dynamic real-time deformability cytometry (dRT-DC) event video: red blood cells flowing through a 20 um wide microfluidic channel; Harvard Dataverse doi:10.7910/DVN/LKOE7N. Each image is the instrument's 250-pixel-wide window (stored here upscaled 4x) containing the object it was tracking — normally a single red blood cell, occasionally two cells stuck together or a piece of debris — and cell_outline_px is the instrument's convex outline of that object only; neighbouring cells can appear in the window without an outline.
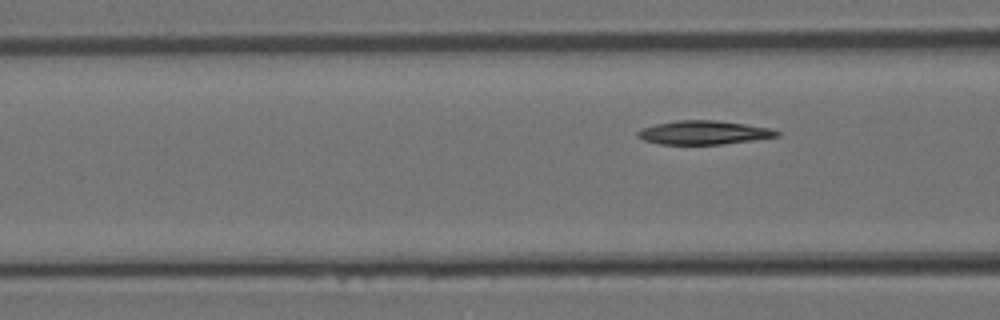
{"species": "Egyptian fruit bat (a non-hibernating species)", "species_latin": "Rousettus aegyptiacus", "temperature_condition": "room temperature", "stored_images_in_passage": 6, "camera_frame_rate_fps": 3000, "um_per_image_px": 0.085, "animal": {"sex": "female"}, "frame": {"image": 1, "passage_image": 6, "time_ms": 1.667, "image_size_px": [1000, 320], "cell_outline_px": [[780, 136], [752, 140], [720, 144], [660, 144], [644, 140], [636, 136], [636, 132], [644, 128], [656, 124], [676, 120], [716, 120], [772, 128], [780, 132]], "centroid_in_image_um": [59.82, 11.26], "position_along_channel_um": 106.8, "area_um2": 19.13}}